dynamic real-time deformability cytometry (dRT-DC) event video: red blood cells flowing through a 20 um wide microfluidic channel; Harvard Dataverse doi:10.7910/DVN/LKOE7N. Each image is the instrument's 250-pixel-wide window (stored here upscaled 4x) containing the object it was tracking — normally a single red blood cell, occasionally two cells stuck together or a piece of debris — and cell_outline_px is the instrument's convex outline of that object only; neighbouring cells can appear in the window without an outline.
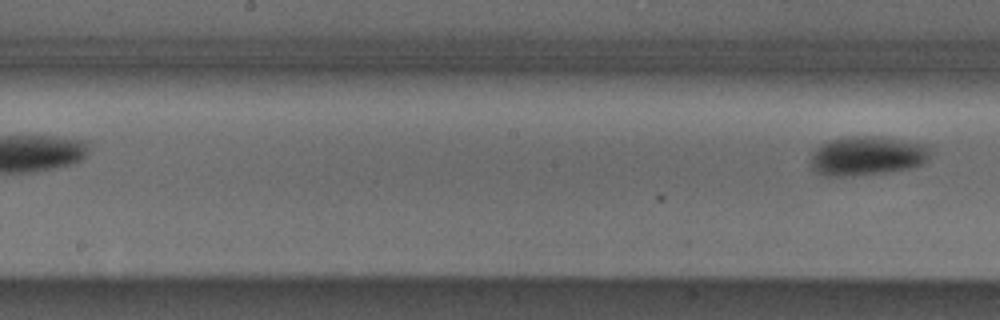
{"species": "Egyptian fruit bat (a non-hibernating species)", "species_latin": "Rousettus aegyptiacus", "temperature_condition": "cold", "stored_images_in_passage": 6, "segment_of_instrument_passage": [2, 2], "camera_frame_rate_fps": 3000, "um_per_image_px": 0.085, "animal": {"sex": "male"}, "frame": {"image": 1, "passage_image": 6, "time_ms": 7.0, "image_size_px": [1000, 320], "cell_outline_px": [[932, 152], [928, 160], [912, 168], [888, 172], [852, 176], [824, 176], [816, 172], [812, 168], [812, 156], [816, 148], [820, 144], [828, 140], [848, 136], [880, 136], [928, 144], [932, 148]], "centroid_in_image_um": [73.75, 13.24], "position_along_channel_um": 174.4, "area_um2": 27.8}}